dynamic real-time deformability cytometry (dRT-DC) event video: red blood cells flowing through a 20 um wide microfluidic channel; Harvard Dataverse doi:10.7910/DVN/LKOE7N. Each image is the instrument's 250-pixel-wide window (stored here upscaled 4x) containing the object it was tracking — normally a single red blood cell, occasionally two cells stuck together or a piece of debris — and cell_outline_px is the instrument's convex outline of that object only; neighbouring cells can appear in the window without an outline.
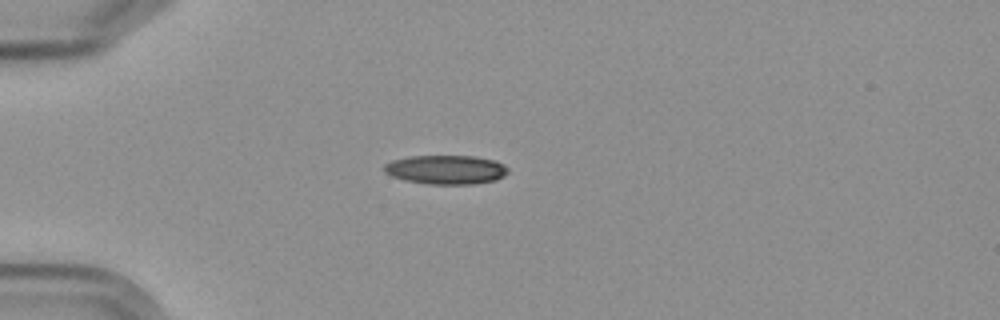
{"species": "Egyptian fruit bat (a non-hibernating species)", "species_latin": "Rousettus aegyptiacus", "temperature_condition": "cold", "stored_images_in_passage": 2, "camera_frame_rate_fps": 3000, "um_per_image_px": 0.085, "frame": {"image": 1, "passage_image": 1, "time_ms": 0.0, "image_size_px": [1000, 320], "cell_outline_px": [[508, 172], [504, 176], [496, 180], [472, 184], [428, 184], [404, 180], [392, 176], [384, 172], [384, 164], [392, 160], [408, 156], [476, 156], [492, 160], [504, 164], [508, 168]], "centroid_in_image_um": [37.9, 14.42], "position_along_channel_um": 47.1, "area_um2": 21.04}}